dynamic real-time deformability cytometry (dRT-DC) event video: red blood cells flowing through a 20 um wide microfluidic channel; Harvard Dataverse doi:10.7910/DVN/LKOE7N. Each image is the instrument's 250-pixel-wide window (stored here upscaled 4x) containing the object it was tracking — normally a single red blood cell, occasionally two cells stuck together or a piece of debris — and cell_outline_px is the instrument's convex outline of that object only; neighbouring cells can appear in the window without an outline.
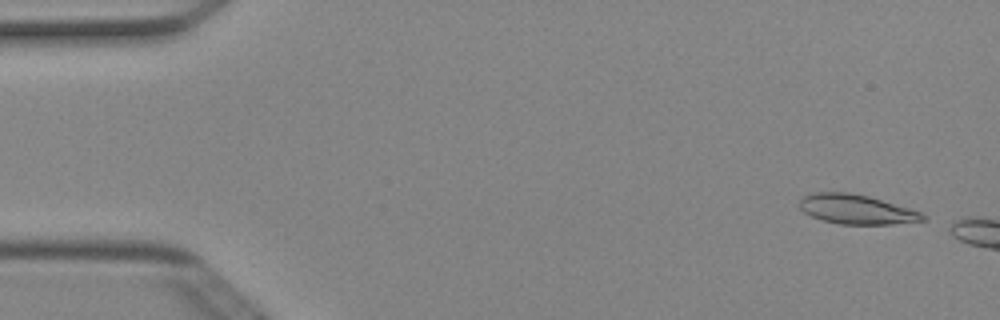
{"species": "Egyptian fruit bat (a non-hibernating species)", "species_latin": "Rousettus aegyptiacus", "temperature_condition": "cold", "stored_images_in_passage": 7, "camera_frame_rate_fps": 3000, "um_per_image_px": 0.085, "animal": {"sex": "female"}, "frame": {"image": 1, "passage_image": 3, "time_ms": 0.667, "image_size_px": [1000, 320], "cell_outline_px": [[928, 220], [892, 224], [840, 224], [824, 220], [812, 216], [804, 212], [800, 208], [800, 200], [804, 196], [816, 192], [848, 192], [868, 196], [908, 208], [920, 212], [928, 216]], "centroid_in_image_um": [72.83, 17.8], "position_along_channel_um": 12.2, "area_um2": 20.98}}